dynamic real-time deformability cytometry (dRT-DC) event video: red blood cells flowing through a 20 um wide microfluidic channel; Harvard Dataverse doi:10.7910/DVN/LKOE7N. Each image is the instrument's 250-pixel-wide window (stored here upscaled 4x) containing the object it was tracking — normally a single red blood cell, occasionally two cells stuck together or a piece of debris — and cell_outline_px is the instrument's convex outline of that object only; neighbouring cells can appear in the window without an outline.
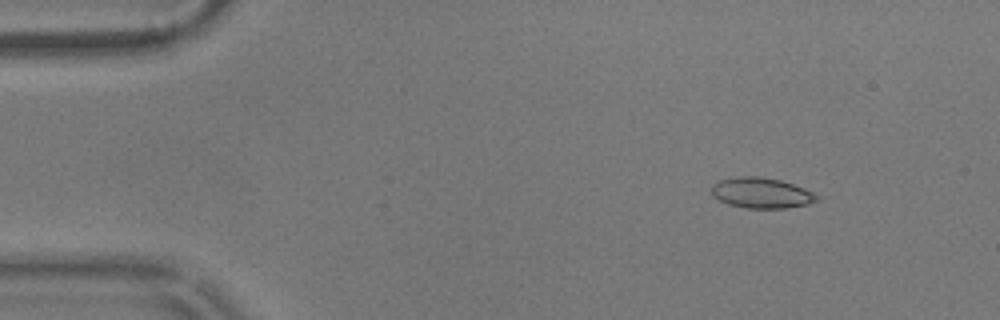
{"species": "common noctule bat (a hibernating species)", "species_latin": "Nyctalus noctula", "temperature_condition": "warm", "stored_images_in_passage": 10, "camera_frame_rate_fps": 3000, "um_per_image_px": 0.085, "animal": {"sex": "male", "body_mass_g": 17.9}, "frame": {"image": 1, "passage_image": 1, "time_ms": 0.0, "image_size_px": [1000, 320], "cell_outline_px": [[820, 200], [808, 204], [784, 208], [744, 208], [728, 204], [712, 196], [712, 184], [720, 180], [736, 176], [756, 176], [780, 180], [804, 188], [812, 192]], "centroid_in_image_um": [64.69, 16.4], "position_along_channel_um": 20.3, "area_um2": 18.67}}